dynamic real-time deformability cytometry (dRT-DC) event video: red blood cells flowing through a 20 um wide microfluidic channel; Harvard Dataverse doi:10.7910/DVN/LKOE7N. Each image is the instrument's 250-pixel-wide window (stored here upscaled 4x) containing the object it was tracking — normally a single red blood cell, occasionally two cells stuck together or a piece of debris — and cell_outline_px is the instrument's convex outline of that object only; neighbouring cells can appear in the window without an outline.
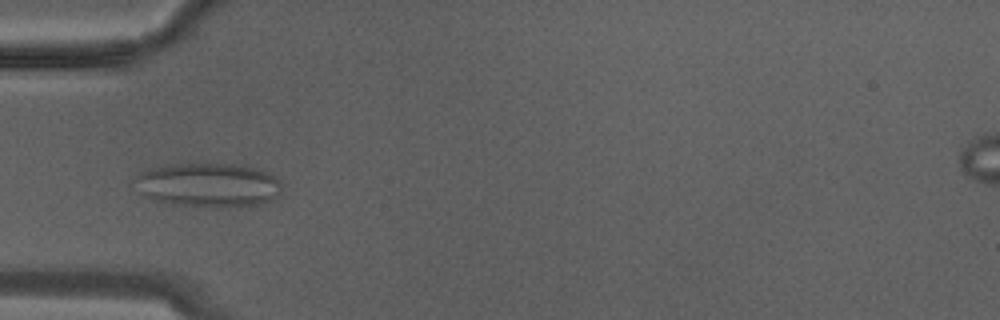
{"species": "Egyptian fruit bat (a non-hibernating species)", "species_latin": "Rousettus aegyptiacus", "temperature_condition": "warm", "stored_images_in_passage": 12, "camera_frame_rate_fps": 3000, "um_per_image_px": 0.085, "animal": {"sex": "male"}, "frame": {"image": 1, "passage_image": 7, "time_ms": 2.0, "image_size_px": [1000, 320], "cell_outline_px": [[280, 196], [264, 204], [228, 208], [216, 208], [176, 204], [156, 200], [140, 196], [132, 180], [136, 176], [152, 168], [164, 164], [232, 164], [252, 168], [268, 172], [280, 184]], "centroid_in_image_um": [17.67, 15.75], "position_along_channel_um": 67.3, "area_um2": 38.15}}
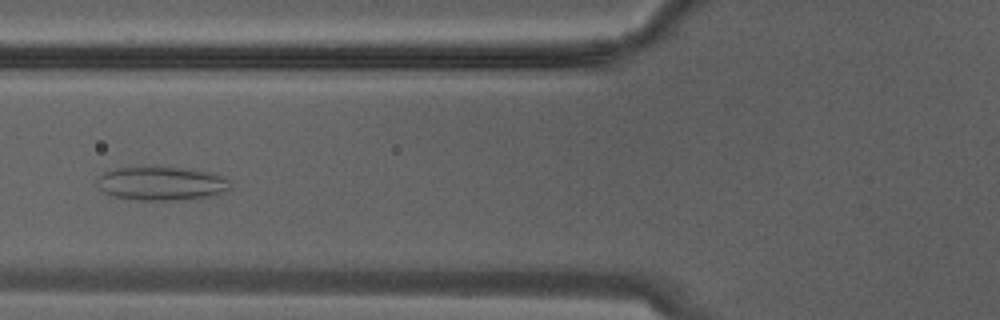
{"frame": {"image": 2, "passage_image": 9, "time_ms": 2.667, "image_size_px": [1000, 320], "cell_outline_px": [[228, 188], [216, 196], [196, 200], [136, 200], [112, 196], [104, 192], [100, 188], [96, 180], [104, 172], [116, 168], [192, 168], [224, 176], [228, 180]], "centroid_in_image_um": [13.76, 15.62], "position_along_channel_um": 112.0, "area_um2": 26.24}}